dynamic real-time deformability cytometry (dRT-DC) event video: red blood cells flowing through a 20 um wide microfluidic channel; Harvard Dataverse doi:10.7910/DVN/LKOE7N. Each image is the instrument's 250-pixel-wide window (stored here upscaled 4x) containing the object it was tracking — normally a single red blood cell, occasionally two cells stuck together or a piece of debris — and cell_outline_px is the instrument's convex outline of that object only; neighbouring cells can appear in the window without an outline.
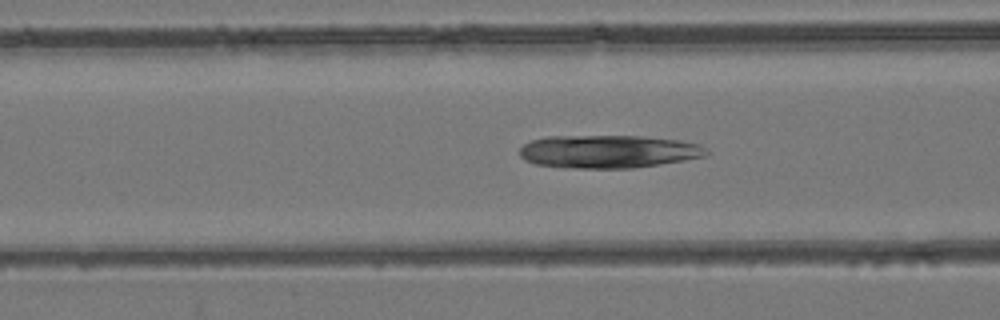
{"species": "common noctule bat (a hibernating species)", "species_latin": "Nyctalus noctula", "temperature_condition": "room temperature", "stored_images_in_passage": 38, "camera_frame_rate_fps": 3000, "um_per_image_px": 0.085, "animal": {"sex": "female", "body_mass_g": 24.6, "forearm_length_mm": 56.2}, "frame": {"image": 1, "passage_image": 12, "time_ms": 3.667, "image_size_px": [1000, 320], "cell_outline_px": [[708, 152], [704, 156], [684, 160], [660, 164], [632, 168], [564, 168], [536, 164], [524, 160], [520, 156], [520, 148], [524, 144], [532, 140], [548, 136], [640, 136], [680, 140], [696, 144], [704, 148]], "centroid_in_image_um": [51.65, 12.88], "position_along_channel_um": 114.9, "area_um2": 35.84}}
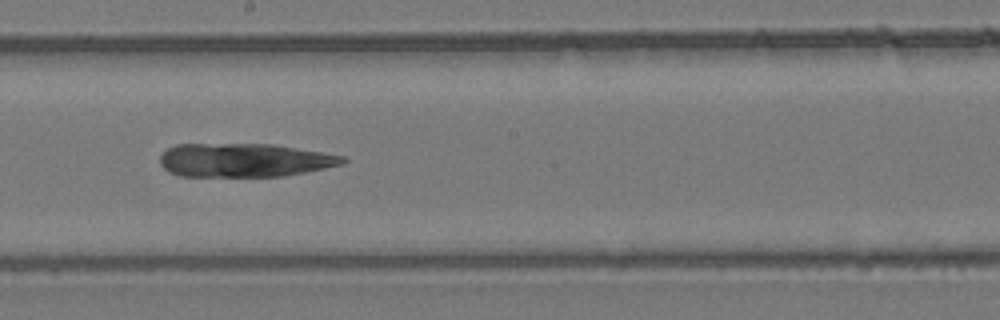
{"frame": {"image": 2, "passage_image": 20, "time_ms": 6.333, "image_size_px": [1000, 320], "cell_outline_px": [[348, 160], [344, 164], [284, 176], [180, 176], [168, 172], [160, 164], [160, 156], [168, 148], [176, 144], [272, 144], [344, 156]], "centroid_in_image_um": [20.75, 13.61], "position_along_channel_um": 227.5, "area_um2": 35.72}}
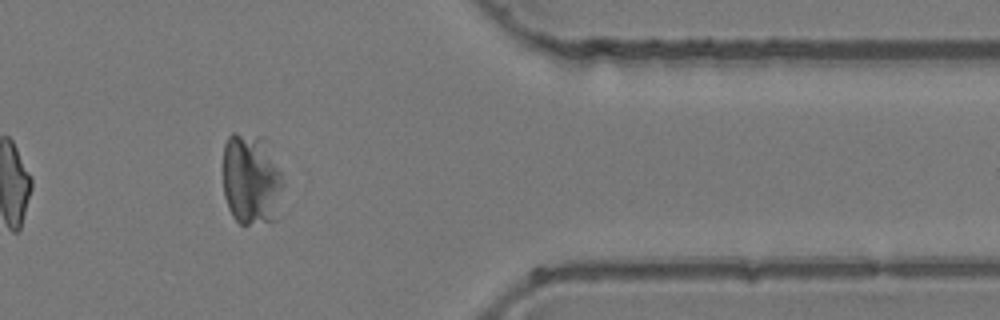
{"frame": {"image": 3, "passage_image": 33, "time_ms": 10.667, "image_size_px": [1000, 320], "cell_outline_px": [[284, 184], [280, 216], [276, 220], [248, 224], [240, 224], [232, 216], [228, 208], [224, 196], [224, 144], [228, 136], [232, 132], [236, 132], [264, 136], [268, 140], [280, 172]], "centroid_in_image_um": [21.4, 15.24], "position_along_channel_um": 390.0, "area_um2": 33.12}}